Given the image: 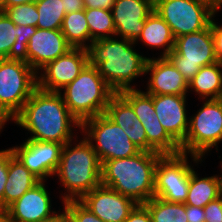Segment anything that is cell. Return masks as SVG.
<instances>
[{
  "mask_svg": "<svg viewBox=\"0 0 222 222\" xmlns=\"http://www.w3.org/2000/svg\"><path fill=\"white\" fill-rule=\"evenodd\" d=\"M14 123L29 131L28 139L68 143L73 140V128L81 123L69 112L60 92L36 88L14 117Z\"/></svg>",
  "mask_w": 222,
  "mask_h": 222,
  "instance_id": "6da1fadb",
  "label": "cell"
},
{
  "mask_svg": "<svg viewBox=\"0 0 222 222\" xmlns=\"http://www.w3.org/2000/svg\"><path fill=\"white\" fill-rule=\"evenodd\" d=\"M121 39V40H120ZM100 38L87 48L88 62L98 69L106 84L115 92L134 89L131 82L146 74L148 57L138 54L134 42L125 38Z\"/></svg>",
  "mask_w": 222,
  "mask_h": 222,
  "instance_id": "7a4b0ae2",
  "label": "cell"
},
{
  "mask_svg": "<svg viewBox=\"0 0 222 222\" xmlns=\"http://www.w3.org/2000/svg\"><path fill=\"white\" fill-rule=\"evenodd\" d=\"M161 156L140 151L128 158L107 160L101 166V184L144 204L154 197L155 167Z\"/></svg>",
  "mask_w": 222,
  "mask_h": 222,
  "instance_id": "3957f363",
  "label": "cell"
},
{
  "mask_svg": "<svg viewBox=\"0 0 222 222\" xmlns=\"http://www.w3.org/2000/svg\"><path fill=\"white\" fill-rule=\"evenodd\" d=\"M72 140L65 143L61 152L57 175L66 192L62 202L79 201L101 185V162L90 141L85 137L72 147Z\"/></svg>",
  "mask_w": 222,
  "mask_h": 222,
  "instance_id": "277c9868",
  "label": "cell"
},
{
  "mask_svg": "<svg viewBox=\"0 0 222 222\" xmlns=\"http://www.w3.org/2000/svg\"><path fill=\"white\" fill-rule=\"evenodd\" d=\"M61 96L69 112L82 124L85 120L103 114L115 93L89 63L63 89ZM63 93V95H62Z\"/></svg>",
  "mask_w": 222,
  "mask_h": 222,
  "instance_id": "5b68a950",
  "label": "cell"
},
{
  "mask_svg": "<svg viewBox=\"0 0 222 222\" xmlns=\"http://www.w3.org/2000/svg\"><path fill=\"white\" fill-rule=\"evenodd\" d=\"M195 116L189 118V128L181 153L190 154L194 163L222 141V109L216 99H207ZM202 158V159H201Z\"/></svg>",
  "mask_w": 222,
  "mask_h": 222,
  "instance_id": "8992f818",
  "label": "cell"
},
{
  "mask_svg": "<svg viewBox=\"0 0 222 222\" xmlns=\"http://www.w3.org/2000/svg\"><path fill=\"white\" fill-rule=\"evenodd\" d=\"M80 129L90 141L101 164L107 160L128 158L141 151L105 113L85 120Z\"/></svg>",
  "mask_w": 222,
  "mask_h": 222,
  "instance_id": "52a82bcc",
  "label": "cell"
},
{
  "mask_svg": "<svg viewBox=\"0 0 222 222\" xmlns=\"http://www.w3.org/2000/svg\"><path fill=\"white\" fill-rule=\"evenodd\" d=\"M166 58L188 82L201 67L218 62L211 23L206 29L175 38L174 49Z\"/></svg>",
  "mask_w": 222,
  "mask_h": 222,
  "instance_id": "ba28073f",
  "label": "cell"
},
{
  "mask_svg": "<svg viewBox=\"0 0 222 222\" xmlns=\"http://www.w3.org/2000/svg\"><path fill=\"white\" fill-rule=\"evenodd\" d=\"M154 10L170 26L174 38L206 29L217 13L201 0H154Z\"/></svg>",
  "mask_w": 222,
  "mask_h": 222,
  "instance_id": "9c48e42d",
  "label": "cell"
},
{
  "mask_svg": "<svg viewBox=\"0 0 222 222\" xmlns=\"http://www.w3.org/2000/svg\"><path fill=\"white\" fill-rule=\"evenodd\" d=\"M37 88V72L27 63L0 59V103L15 117Z\"/></svg>",
  "mask_w": 222,
  "mask_h": 222,
  "instance_id": "30bf717a",
  "label": "cell"
},
{
  "mask_svg": "<svg viewBox=\"0 0 222 222\" xmlns=\"http://www.w3.org/2000/svg\"><path fill=\"white\" fill-rule=\"evenodd\" d=\"M188 155H162L155 167L154 197L168 202L185 203L193 166Z\"/></svg>",
  "mask_w": 222,
  "mask_h": 222,
  "instance_id": "8fae6325",
  "label": "cell"
},
{
  "mask_svg": "<svg viewBox=\"0 0 222 222\" xmlns=\"http://www.w3.org/2000/svg\"><path fill=\"white\" fill-rule=\"evenodd\" d=\"M63 144L27 139L11 147L13 155L40 181L52 177L59 165Z\"/></svg>",
  "mask_w": 222,
  "mask_h": 222,
  "instance_id": "7c38bea8",
  "label": "cell"
},
{
  "mask_svg": "<svg viewBox=\"0 0 222 222\" xmlns=\"http://www.w3.org/2000/svg\"><path fill=\"white\" fill-rule=\"evenodd\" d=\"M88 63L87 49L71 48L40 69L43 73L37 74V87L45 91L61 92Z\"/></svg>",
  "mask_w": 222,
  "mask_h": 222,
  "instance_id": "4fadbf2b",
  "label": "cell"
},
{
  "mask_svg": "<svg viewBox=\"0 0 222 222\" xmlns=\"http://www.w3.org/2000/svg\"><path fill=\"white\" fill-rule=\"evenodd\" d=\"M79 201L104 222H124L137 205L131 198L102 184Z\"/></svg>",
  "mask_w": 222,
  "mask_h": 222,
  "instance_id": "5bb4252c",
  "label": "cell"
},
{
  "mask_svg": "<svg viewBox=\"0 0 222 222\" xmlns=\"http://www.w3.org/2000/svg\"><path fill=\"white\" fill-rule=\"evenodd\" d=\"M153 10L154 0H115L111 9L115 36L135 42Z\"/></svg>",
  "mask_w": 222,
  "mask_h": 222,
  "instance_id": "9a60e30c",
  "label": "cell"
},
{
  "mask_svg": "<svg viewBox=\"0 0 222 222\" xmlns=\"http://www.w3.org/2000/svg\"><path fill=\"white\" fill-rule=\"evenodd\" d=\"M44 182L40 181L7 207L8 222H41L57 213L51 210L52 200Z\"/></svg>",
  "mask_w": 222,
  "mask_h": 222,
  "instance_id": "2e32d148",
  "label": "cell"
},
{
  "mask_svg": "<svg viewBox=\"0 0 222 222\" xmlns=\"http://www.w3.org/2000/svg\"><path fill=\"white\" fill-rule=\"evenodd\" d=\"M187 95H152L156 115L167 133L181 145L188 132Z\"/></svg>",
  "mask_w": 222,
  "mask_h": 222,
  "instance_id": "e0dca14e",
  "label": "cell"
},
{
  "mask_svg": "<svg viewBox=\"0 0 222 222\" xmlns=\"http://www.w3.org/2000/svg\"><path fill=\"white\" fill-rule=\"evenodd\" d=\"M28 64L37 72L47 63L64 55L72 47L60 29H39L30 37L27 45Z\"/></svg>",
  "mask_w": 222,
  "mask_h": 222,
  "instance_id": "ac0fdd59",
  "label": "cell"
},
{
  "mask_svg": "<svg viewBox=\"0 0 222 222\" xmlns=\"http://www.w3.org/2000/svg\"><path fill=\"white\" fill-rule=\"evenodd\" d=\"M145 72H150L149 95H186L189 91L188 81L166 57L148 58Z\"/></svg>",
  "mask_w": 222,
  "mask_h": 222,
  "instance_id": "d6986e66",
  "label": "cell"
},
{
  "mask_svg": "<svg viewBox=\"0 0 222 222\" xmlns=\"http://www.w3.org/2000/svg\"><path fill=\"white\" fill-rule=\"evenodd\" d=\"M40 180L32 174L8 149V179L3 194V207H8Z\"/></svg>",
  "mask_w": 222,
  "mask_h": 222,
  "instance_id": "ffe728a7",
  "label": "cell"
},
{
  "mask_svg": "<svg viewBox=\"0 0 222 222\" xmlns=\"http://www.w3.org/2000/svg\"><path fill=\"white\" fill-rule=\"evenodd\" d=\"M139 41L155 49L163 48L161 57H166L175 45L170 26L155 10L147 17L141 35L134 43L137 44Z\"/></svg>",
  "mask_w": 222,
  "mask_h": 222,
  "instance_id": "44dd1931",
  "label": "cell"
},
{
  "mask_svg": "<svg viewBox=\"0 0 222 222\" xmlns=\"http://www.w3.org/2000/svg\"><path fill=\"white\" fill-rule=\"evenodd\" d=\"M138 119L145 129L147 137V152H157L161 155H173L181 153L180 145L161 125L156 112H154V117Z\"/></svg>",
  "mask_w": 222,
  "mask_h": 222,
  "instance_id": "7402d4cb",
  "label": "cell"
},
{
  "mask_svg": "<svg viewBox=\"0 0 222 222\" xmlns=\"http://www.w3.org/2000/svg\"><path fill=\"white\" fill-rule=\"evenodd\" d=\"M220 196L219 175L199 178L194 169L191 170L185 204L204 208L209 202L216 200Z\"/></svg>",
  "mask_w": 222,
  "mask_h": 222,
  "instance_id": "603a6c76",
  "label": "cell"
},
{
  "mask_svg": "<svg viewBox=\"0 0 222 222\" xmlns=\"http://www.w3.org/2000/svg\"><path fill=\"white\" fill-rule=\"evenodd\" d=\"M188 89L193 90L199 98L216 99L222 92V63L219 61L201 67L197 74L188 82Z\"/></svg>",
  "mask_w": 222,
  "mask_h": 222,
  "instance_id": "cb8c5ba5",
  "label": "cell"
},
{
  "mask_svg": "<svg viewBox=\"0 0 222 222\" xmlns=\"http://www.w3.org/2000/svg\"><path fill=\"white\" fill-rule=\"evenodd\" d=\"M60 30L72 48L87 49L89 47L90 33L85 18V9L66 14Z\"/></svg>",
  "mask_w": 222,
  "mask_h": 222,
  "instance_id": "d4e9b609",
  "label": "cell"
},
{
  "mask_svg": "<svg viewBox=\"0 0 222 222\" xmlns=\"http://www.w3.org/2000/svg\"><path fill=\"white\" fill-rule=\"evenodd\" d=\"M144 205L151 215L152 222H188L185 203L168 202L153 197Z\"/></svg>",
  "mask_w": 222,
  "mask_h": 222,
  "instance_id": "484cf974",
  "label": "cell"
},
{
  "mask_svg": "<svg viewBox=\"0 0 222 222\" xmlns=\"http://www.w3.org/2000/svg\"><path fill=\"white\" fill-rule=\"evenodd\" d=\"M85 18L89 27L90 43L100 38L115 36L111 10L85 8Z\"/></svg>",
  "mask_w": 222,
  "mask_h": 222,
  "instance_id": "4316f807",
  "label": "cell"
},
{
  "mask_svg": "<svg viewBox=\"0 0 222 222\" xmlns=\"http://www.w3.org/2000/svg\"><path fill=\"white\" fill-rule=\"evenodd\" d=\"M36 9L39 14L37 28L56 30L61 29L66 15L62 0H38Z\"/></svg>",
  "mask_w": 222,
  "mask_h": 222,
  "instance_id": "83f0119b",
  "label": "cell"
},
{
  "mask_svg": "<svg viewBox=\"0 0 222 222\" xmlns=\"http://www.w3.org/2000/svg\"><path fill=\"white\" fill-rule=\"evenodd\" d=\"M105 114L123 130L132 127L137 119L132 105L120 93L112 95Z\"/></svg>",
  "mask_w": 222,
  "mask_h": 222,
  "instance_id": "f1b7e54d",
  "label": "cell"
},
{
  "mask_svg": "<svg viewBox=\"0 0 222 222\" xmlns=\"http://www.w3.org/2000/svg\"><path fill=\"white\" fill-rule=\"evenodd\" d=\"M133 107L137 118L154 117L152 95L139 89H126L119 92Z\"/></svg>",
  "mask_w": 222,
  "mask_h": 222,
  "instance_id": "f546056e",
  "label": "cell"
},
{
  "mask_svg": "<svg viewBox=\"0 0 222 222\" xmlns=\"http://www.w3.org/2000/svg\"><path fill=\"white\" fill-rule=\"evenodd\" d=\"M37 27L17 25L16 40L13 43L8 57V60L21 61L28 64V42L30 37L36 32Z\"/></svg>",
  "mask_w": 222,
  "mask_h": 222,
  "instance_id": "4dcf8cb0",
  "label": "cell"
},
{
  "mask_svg": "<svg viewBox=\"0 0 222 222\" xmlns=\"http://www.w3.org/2000/svg\"><path fill=\"white\" fill-rule=\"evenodd\" d=\"M15 25L37 27L39 14L36 3L21 4L6 8L3 11Z\"/></svg>",
  "mask_w": 222,
  "mask_h": 222,
  "instance_id": "1f68e13d",
  "label": "cell"
},
{
  "mask_svg": "<svg viewBox=\"0 0 222 222\" xmlns=\"http://www.w3.org/2000/svg\"><path fill=\"white\" fill-rule=\"evenodd\" d=\"M17 25L0 11V59H7L9 51L16 40Z\"/></svg>",
  "mask_w": 222,
  "mask_h": 222,
  "instance_id": "d6a6232c",
  "label": "cell"
},
{
  "mask_svg": "<svg viewBox=\"0 0 222 222\" xmlns=\"http://www.w3.org/2000/svg\"><path fill=\"white\" fill-rule=\"evenodd\" d=\"M63 204L70 222H104L80 201H67Z\"/></svg>",
  "mask_w": 222,
  "mask_h": 222,
  "instance_id": "836d02e7",
  "label": "cell"
},
{
  "mask_svg": "<svg viewBox=\"0 0 222 222\" xmlns=\"http://www.w3.org/2000/svg\"><path fill=\"white\" fill-rule=\"evenodd\" d=\"M124 132L141 151L147 152V137L145 129L138 118L134 120V125L129 127L128 130L124 129Z\"/></svg>",
  "mask_w": 222,
  "mask_h": 222,
  "instance_id": "e575fe53",
  "label": "cell"
},
{
  "mask_svg": "<svg viewBox=\"0 0 222 222\" xmlns=\"http://www.w3.org/2000/svg\"><path fill=\"white\" fill-rule=\"evenodd\" d=\"M205 222H222V195L204 207Z\"/></svg>",
  "mask_w": 222,
  "mask_h": 222,
  "instance_id": "d590c367",
  "label": "cell"
},
{
  "mask_svg": "<svg viewBox=\"0 0 222 222\" xmlns=\"http://www.w3.org/2000/svg\"><path fill=\"white\" fill-rule=\"evenodd\" d=\"M8 179V149L0 150V205L3 206V194Z\"/></svg>",
  "mask_w": 222,
  "mask_h": 222,
  "instance_id": "8d00e7d4",
  "label": "cell"
},
{
  "mask_svg": "<svg viewBox=\"0 0 222 222\" xmlns=\"http://www.w3.org/2000/svg\"><path fill=\"white\" fill-rule=\"evenodd\" d=\"M124 222H152V218L144 204H137Z\"/></svg>",
  "mask_w": 222,
  "mask_h": 222,
  "instance_id": "74e56055",
  "label": "cell"
},
{
  "mask_svg": "<svg viewBox=\"0 0 222 222\" xmlns=\"http://www.w3.org/2000/svg\"><path fill=\"white\" fill-rule=\"evenodd\" d=\"M211 33L214 40L216 57L222 63V25L219 26L215 23L214 18L211 21Z\"/></svg>",
  "mask_w": 222,
  "mask_h": 222,
  "instance_id": "f35d334b",
  "label": "cell"
},
{
  "mask_svg": "<svg viewBox=\"0 0 222 222\" xmlns=\"http://www.w3.org/2000/svg\"><path fill=\"white\" fill-rule=\"evenodd\" d=\"M186 215L188 222H205L203 207H196L186 204Z\"/></svg>",
  "mask_w": 222,
  "mask_h": 222,
  "instance_id": "ab89813d",
  "label": "cell"
},
{
  "mask_svg": "<svg viewBox=\"0 0 222 222\" xmlns=\"http://www.w3.org/2000/svg\"><path fill=\"white\" fill-rule=\"evenodd\" d=\"M115 0H84L85 8L111 10Z\"/></svg>",
  "mask_w": 222,
  "mask_h": 222,
  "instance_id": "60d3db41",
  "label": "cell"
},
{
  "mask_svg": "<svg viewBox=\"0 0 222 222\" xmlns=\"http://www.w3.org/2000/svg\"><path fill=\"white\" fill-rule=\"evenodd\" d=\"M62 4L66 14L85 9L84 0H62Z\"/></svg>",
  "mask_w": 222,
  "mask_h": 222,
  "instance_id": "b9f144b4",
  "label": "cell"
},
{
  "mask_svg": "<svg viewBox=\"0 0 222 222\" xmlns=\"http://www.w3.org/2000/svg\"><path fill=\"white\" fill-rule=\"evenodd\" d=\"M38 0H4L2 5L0 6V11L3 12L6 8L21 5V4H28V3H36Z\"/></svg>",
  "mask_w": 222,
  "mask_h": 222,
  "instance_id": "7bdbcfd3",
  "label": "cell"
},
{
  "mask_svg": "<svg viewBox=\"0 0 222 222\" xmlns=\"http://www.w3.org/2000/svg\"><path fill=\"white\" fill-rule=\"evenodd\" d=\"M14 121V117L8 112V110L0 103V132L4 128L7 121Z\"/></svg>",
  "mask_w": 222,
  "mask_h": 222,
  "instance_id": "ee69618b",
  "label": "cell"
},
{
  "mask_svg": "<svg viewBox=\"0 0 222 222\" xmlns=\"http://www.w3.org/2000/svg\"><path fill=\"white\" fill-rule=\"evenodd\" d=\"M41 222H70V220H69L66 210L64 209V211L62 213L57 212L51 218H48L46 220H42Z\"/></svg>",
  "mask_w": 222,
  "mask_h": 222,
  "instance_id": "f6af8a7d",
  "label": "cell"
},
{
  "mask_svg": "<svg viewBox=\"0 0 222 222\" xmlns=\"http://www.w3.org/2000/svg\"><path fill=\"white\" fill-rule=\"evenodd\" d=\"M201 1L209 4L217 12L219 11V9L221 8V5H222V0H201Z\"/></svg>",
  "mask_w": 222,
  "mask_h": 222,
  "instance_id": "bcb514c9",
  "label": "cell"
},
{
  "mask_svg": "<svg viewBox=\"0 0 222 222\" xmlns=\"http://www.w3.org/2000/svg\"><path fill=\"white\" fill-rule=\"evenodd\" d=\"M0 222L7 221V208L0 205Z\"/></svg>",
  "mask_w": 222,
  "mask_h": 222,
  "instance_id": "7dc6e473",
  "label": "cell"
},
{
  "mask_svg": "<svg viewBox=\"0 0 222 222\" xmlns=\"http://www.w3.org/2000/svg\"><path fill=\"white\" fill-rule=\"evenodd\" d=\"M216 100L222 109V92L216 97Z\"/></svg>",
  "mask_w": 222,
  "mask_h": 222,
  "instance_id": "c3c4849f",
  "label": "cell"
},
{
  "mask_svg": "<svg viewBox=\"0 0 222 222\" xmlns=\"http://www.w3.org/2000/svg\"><path fill=\"white\" fill-rule=\"evenodd\" d=\"M220 165H222V162ZM219 177H220V187H221V195H222V175H220Z\"/></svg>",
  "mask_w": 222,
  "mask_h": 222,
  "instance_id": "681fc988",
  "label": "cell"
}]
</instances>
